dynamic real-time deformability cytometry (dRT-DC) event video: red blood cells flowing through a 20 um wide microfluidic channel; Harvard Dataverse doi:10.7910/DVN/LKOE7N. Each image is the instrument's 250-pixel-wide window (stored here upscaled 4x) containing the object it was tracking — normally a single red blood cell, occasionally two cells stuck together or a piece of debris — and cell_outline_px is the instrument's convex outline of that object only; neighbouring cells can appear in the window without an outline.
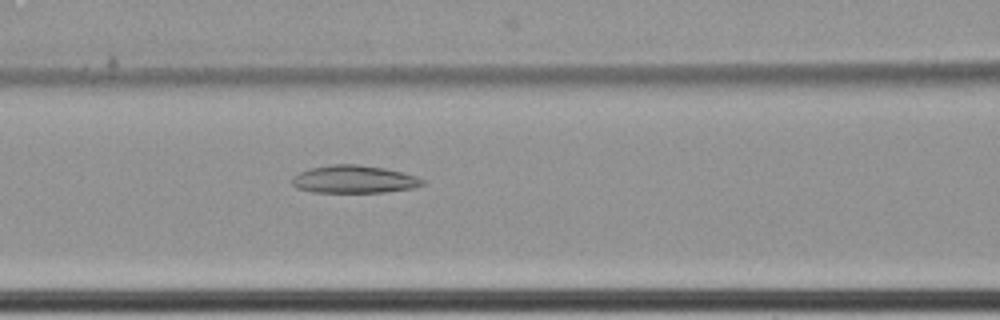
{"species": "common noctule bat (a hibernating species)", "species_latin": "Nyctalus noctula", "temperature_condition": "cold", "stored_images_in_passage": 49, "camera_frame_rate_fps": 3000, "um_per_image_px": 0.085, "animal": {"sex": "female", "body_mass_g": 22.7, "forearm_length_mm": 54.2}, "frame": {"image": 1, "passage_image": 21, "time_ms": 6.667, "image_size_px": [1000, 320], "cell_outline_px": [[424, 184], [412, 188], [384, 192], [312, 192], [296, 188], [292, 184], [292, 176], [308, 168], [332, 164], [356, 164], [384, 168], [416, 176], [424, 180]], "centroid_in_image_um": [30.04, 15.24], "position_along_channel_um": 136.6, "area_um2": 21.04}}
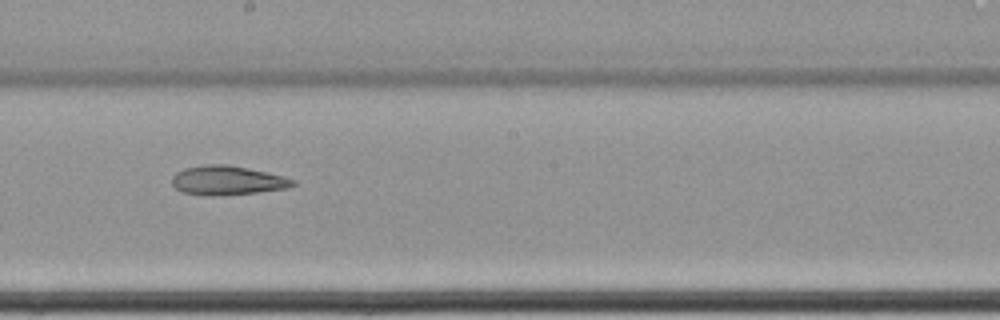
{"frame": {"image": 2, "passage_image": 29, "time_ms": 9.333, "image_size_px": [1000, 320], "cell_outline_px": [[296, 184], [288, 188], [256, 192], [220, 196], [208, 196], [180, 192], [172, 184], [172, 176], [176, 172], [184, 168], [204, 164], [228, 164], [284, 176], [296, 180]], "centroid_in_image_um": [19.3, 15.34], "position_along_channel_um": 228.9, "area_um2": 20.75}}
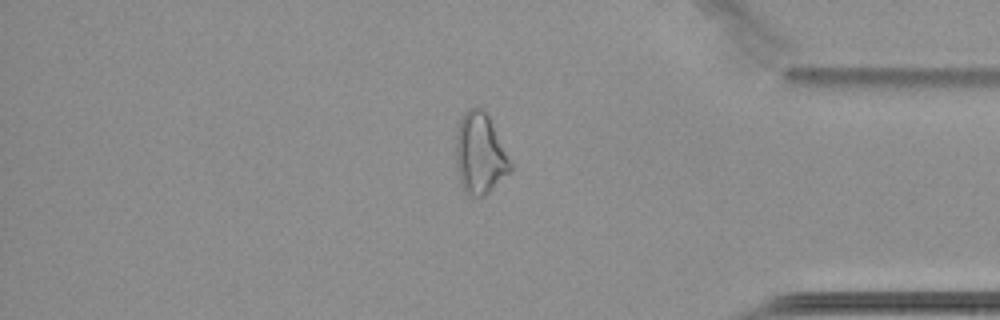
{"frame": {"image": 3, "passage_image": 45, "time_ms": 14.667, "image_size_px": [1000, 320], "cell_outline_px": [[512, 168], [484, 196], [472, 196], [464, 192], [460, 184], [456, 168], [456, 128], [464, 112], [468, 108], [480, 108], [488, 116], [512, 164]], "centroid_in_image_um": [40.74, 13.07], "position_along_channel_um": 394.5, "area_um2": 25.32}}